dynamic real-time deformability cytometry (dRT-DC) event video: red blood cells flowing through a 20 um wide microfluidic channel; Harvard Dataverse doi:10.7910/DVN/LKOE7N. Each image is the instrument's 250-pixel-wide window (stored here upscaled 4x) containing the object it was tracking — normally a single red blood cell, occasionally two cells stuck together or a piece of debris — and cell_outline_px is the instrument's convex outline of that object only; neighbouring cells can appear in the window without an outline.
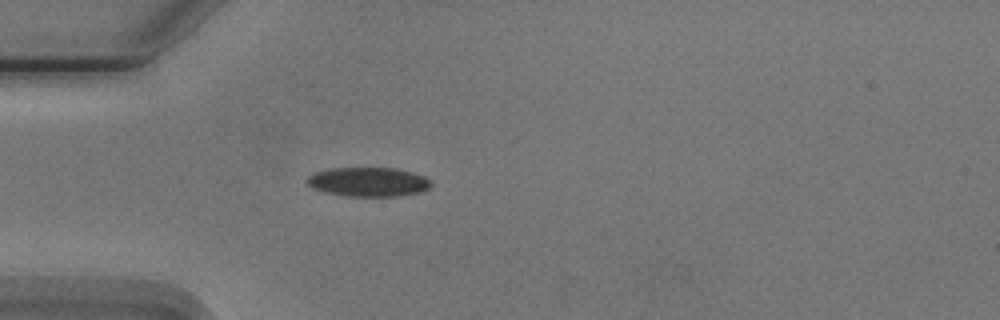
{"species": "Egyptian fruit bat (a non-hibernating species)", "species_latin": "Rousettus aegyptiacus", "temperature_condition": "cold", "stored_images_in_passage": 3, "camera_frame_rate_fps": 3000, "um_per_image_px": 0.085, "animal": {"sex": "male"}, "frame": {"image": 1, "passage_image": 3, "time_ms": 2.333, "image_size_px": [1000, 320], "cell_outline_px": [[432, 184], [428, 188], [420, 192], [396, 196], [344, 196], [328, 192], [316, 188], [308, 184], [308, 176], [316, 172], [332, 168], [396, 168], [412, 172], [424, 176], [432, 180]], "centroid_in_image_um": [31.37, 15.45], "position_along_channel_um": 53.6, "area_um2": 20.87}}